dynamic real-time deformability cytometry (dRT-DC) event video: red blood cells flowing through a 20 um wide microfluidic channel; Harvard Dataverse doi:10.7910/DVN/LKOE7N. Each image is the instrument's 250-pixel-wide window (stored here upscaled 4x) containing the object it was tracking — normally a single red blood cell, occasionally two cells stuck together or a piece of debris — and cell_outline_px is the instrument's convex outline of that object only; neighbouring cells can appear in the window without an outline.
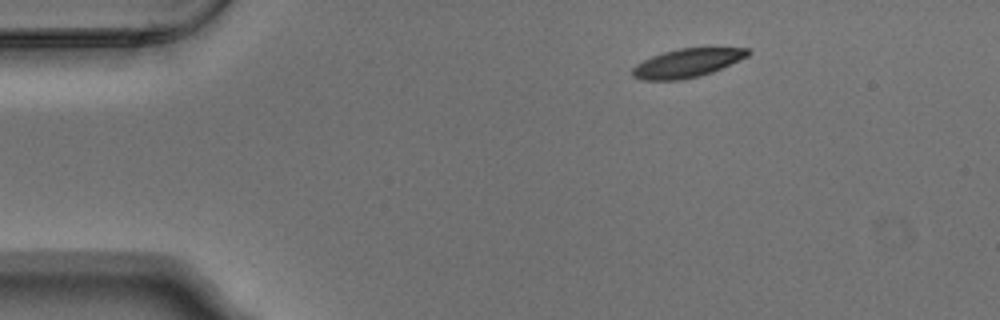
{"species": "Egyptian fruit bat (a non-hibernating species)", "species_latin": "Rousettus aegyptiacus", "temperature_condition": "warm", "stored_images_in_passage": 3, "camera_frame_rate_fps": 3000, "um_per_image_px": 0.085, "animal": {"sex": "male"}, "frame": {"image": 1, "passage_image": 1, "time_ms": 0.0, "image_size_px": [1000, 320], "cell_outline_px": [[752, 52], [748, 56], [740, 60], [712, 72], [700, 76], [680, 80], [640, 80], [632, 76], [632, 68], [636, 64], [652, 56], [664, 52], [680, 48], [748, 48]], "centroid_in_image_um": [58.4, 5.36], "position_along_channel_um": 26.6, "area_um2": 19.25}}